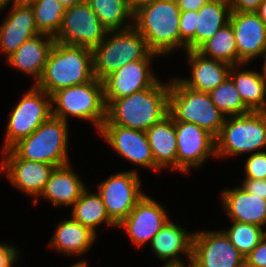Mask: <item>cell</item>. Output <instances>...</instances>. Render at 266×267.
<instances>
[{
	"label": "cell",
	"mask_w": 266,
	"mask_h": 267,
	"mask_svg": "<svg viewBox=\"0 0 266 267\" xmlns=\"http://www.w3.org/2000/svg\"><path fill=\"white\" fill-rule=\"evenodd\" d=\"M244 260L245 267H266V235Z\"/></svg>",
	"instance_id": "cell-37"
},
{
	"label": "cell",
	"mask_w": 266,
	"mask_h": 267,
	"mask_svg": "<svg viewBox=\"0 0 266 267\" xmlns=\"http://www.w3.org/2000/svg\"><path fill=\"white\" fill-rule=\"evenodd\" d=\"M1 154L3 157L0 160V173L4 172L13 187L35 200L44 189L55 166L18 158L10 149Z\"/></svg>",
	"instance_id": "cell-16"
},
{
	"label": "cell",
	"mask_w": 266,
	"mask_h": 267,
	"mask_svg": "<svg viewBox=\"0 0 266 267\" xmlns=\"http://www.w3.org/2000/svg\"><path fill=\"white\" fill-rule=\"evenodd\" d=\"M169 111L174 121L196 124L215 138L225 120L208 92L186 87L176 77L170 80Z\"/></svg>",
	"instance_id": "cell-7"
},
{
	"label": "cell",
	"mask_w": 266,
	"mask_h": 267,
	"mask_svg": "<svg viewBox=\"0 0 266 267\" xmlns=\"http://www.w3.org/2000/svg\"><path fill=\"white\" fill-rule=\"evenodd\" d=\"M151 51L144 37L134 28L108 31L93 53L94 77L103 81L127 63L144 59Z\"/></svg>",
	"instance_id": "cell-8"
},
{
	"label": "cell",
	"mask_w": 266,
	"mask_h": 267,
	"mask_svg": "<svg viewBox=\"0 0 266 267\" xmlns=\"http://www.w3.org/2000/svg\"><path fill=\"white\" fill-rule=\"evenodd\" d=\"M190 264L192 267H245V260L223 230H203L193 234Z\"/></svg>",
	"instance_id": "cell-12"
},
{
	"label": "cell",
	"mask_w": 266,
	"mask_h": 267,
	"mask_svg": "<svg viewBox=\"0 0 266 267\" xmlns=\"http://www.w3.org/2000/svg\"><path fill=\"white\" fill-rule=\"evenodd\" d=\"M85 0H58V2L65 8L67 9L68 7H72L76 4H79Z\"/></svg>",
	"instance_id": "cell-44"
},
{
	"label": "cell",
	"mask_w": 266,
	"mask_h": 267,
	"mask_svg": "<svg viewBox=\"0 0 266 267\" xmlns=\"http://www.w3.org/2000/svg\"><path fill=\"white\" fill-rule=\"evenodd\" d=\"M201 55L238 65V51L235 34L230 23L220 28L217 33L203 43L197 50Z\"/></svg>",
	"instance_id": "cell-31"
},
{
	"label": "cell",
	"mask_w": 266,
	"mask_h": 267,
	"mask_svg": "<svg viewBox=\"0 0 266 267\" xmlns=\"http://www.w3.org/2000/svg\"><path fill=\"white\" fill-rule=\"evenodd\" d=\"M169 219L166 206L145 193L117 227L126 231L133 245L141 247L150 244Z\"/></svg>",
	"instance_id": "cell-15"
},
{
	"label": "cell",
	"mask_w": 266,
	"mask_h": 267,
	"mask_svg": "<svg viewBox=\"0 0 266 267\" xmlns=\"http://www.w3.org/2000/svg\"><path fill=\"white\" fill-rule=\"evenodd\" d=\"M107 144L127 161L154 171V159L145 131L102 125L98 131Z\"/></svg>",
	"instance_id": "cell-18"
},
{
	"label": "cell",
	"mask_w": 266,
	"mask_h": 267,
	"mask_svg": "<svg viewBox=\"0 0 266 267\" xmlns=\"http://www.w3.org/2000/svg\"><path fill=\"white\" fill-rule=\"evenodd\" d=\"M142 180L138 171L129 170L111 175L98 185L107 214L118 226L144 196L141 190Z\"/></svg>",
	"instance_id": "cell-10"
},
{
	"label": "cell",
	"mask_w": 266,
	"mask_h": 267,
	"mask_svg": "<svg viewBox=\"0 0 266 267\" xmlns=\"http://www.w3.org/2000/svg\"><path fill=\"white\" fill-rule=\"evenodd\" d=\"M244 179H266V151L252 153L244 165Z\"/></svg>",
	"instance_id": "cell-36"
},
{
	"label": "cell",
	"mask_w": 266,
	"mask_h": 267,
	"mask_svg": "<svg viewBox=\"0 0 266 267\" xmlns=\"http://www.w3.org/2000/svg\"><path fill=\"white\" fill-rule=\"evenodd\" d=\"M212 102L227 116L244 115L251 110L244 104L234 82L228 77L219 86L209 92Z\"/></svg>",
	"instance_id": "cell-33"
},
{
	"label": "cell",
	"mask_w": 266,
	"mask_h": 267,
	"mask_svg": "<svg viewBox=\"0 0 266 267\" xmlns=\"http://www.w3.org/2000/svg\"><path fill=\"white\" fill-rule=\"evenodd\" d=\"M180 13L176 0H149L134 8L133 27L151 52L170 55L180 48Z\"/></svg>",
	"instance_id": "cell-2"
},
{
	"label": "cell",
	"mask_w": 266,
	"mask_h": 267,
	"mask_svg": "<svg viewBox=\"0 0 266 267\" xmlns=\"http://www.w3.org/2000/svg\"><path fill=\"white\" fill-rule=\"evenodd\" d=\"M68 122L50 116L30 136L21 139L10 150L21 159L60 167L71 163L68 153Z\"/></svg>",
	"instance_id": "cell-4"
},
{
	"label": "cell",
	"mask_w": 266,
	"mask_h": 267,
	"mask_svg": "<svg viewBox=\"0 0 266 267\" xmlns=\"http://www.w3.org/2000/svg\"><path fill=\"white\" fill-rule=\"evenodd\" d=\"M230 14L228 0H208L196 14L195 51L229 23Z\"/></svg>",
	"instance_id": "cell-28"
},
{
	"label": "cell",
	"mask_w": 266,
	"mask_h": 267,
	"mask_svg": "<svg viewBox=\"0 0 266 267\" xmlns=\"http://www.w3.org/2000/svg\"><path fill=\"white\" fill-rule=\"evenodd\" d=\"M70 267H88L87 265V261H85L84 259L81 261H78L77 263L73 264Z\"/></svg>",
	"instance_id": "cell-45"
},
{
	"label": "cell",
	"mask_w": 266,
	"mask_h": 267,
	"mask_svg": "<svg viewBox=\"0 0 266 267\" xmlns=\"http://www.w3.org/2000/svg\"><path fill=\"white\" fill-rule=\"evenodd\" d=\"M216 140V157L252 154L266 147V111L225 117Z\"/></svg>",
	"instance_id": "cell-5"
},
{
	"label": "cell",
	"mask_w": 266,
	"mask_h": 267,
	"mask_svg": "<svg viewBox=\"0 0 266 267\" xmlns=\"http://www.w3.org/2000/svg\"><path fill=\"white\" fill-rule=\"evenodd\" d=\"M262 59H264V63L262 65L263 66L262 71L266 75V51H265L264 57Z\"/></svg>",
	"instance_id": "cell-48"
},
{
	"label": "cell",
	"mask_w": 266,
	"mask_h": 267,
	"mask_svg": "<svg viewBox=\"0 0 266 267\" xmlns=\"http://www.w3.org/2000/svg\"><path fill=\"white\" fill-rule=\"evenodd\" d=\"M108 30L85 0L65 9L55 42L93 49L104 39Z\"/></svg>",
	"instance_id": "cell-11"
},
{
	"label": "cell",
	"mask_w": 266,
	"mask_h": 267,
	"mask_svg": "<svg viewBox=\"0 0 266 267\" xmlns=\"http://www.w3.org/2000/svg\"><path fill=\"white\" fill-rule=\"evenodd\" d=\"M241 187L248 193L266 199V179H243Z\"/></svg>",
	"instance_id": "cell-39"
},
{
	"label": "cell",
	"mask_w": 266,
	"mask_h": 267,
	"mask_svg": "<svg viewBox=\"0 0 266 267\" xmlns=\"http://www.w3.org/2000/svg\"><path fill=\"white\" fill-rule=\"evenodd\" d=\"M196 14L198 11H181L180 13V48L195 51Z\"/></svg>",
	"instance_id": "cell-35"
},
{
	"label": "cell",
	"mask_w": 266,
	"mask_h": 267,
	"mask_svg": "<svg viewBox=\"0 0 266 267\" xmlns=\"http://www.w3.org/2000/svg\"><path fill=\"white\" fill-rule=\"evenodd\" d=\"M260 19L265 23L266 25V0H264L261 4L260 7L258 9V11L256 12Z\"/></svg>",
	"instance_id": "cell-43"
},
{
	"label": "cell",
	"mask_w": 266,
	"mask_h": 267,
	"mask_svg": "<svg viewBox=\"0 0 266 267\" xmlns=\"http://www.w3.org/2000/svg\"><path fill=\"white\" fill-rule=\"evenodd\" d=\"M8 15L0 26V51L6 59L24 42L39 35L31 6L9 5Z\"/></svg>",
	"instance_id": "cell-19"
},
{
	"label": "cell",
	"mask_w": 266,
	"mask_h": 267,
	"mask_svg": "<svg viewBox=\"0 0 266 267\" xmlns=\"http://www.w3.org/2000/svg\"><path fill=\"white\" fill-rule=\"evenodd\" d=\"M55 40L46 34H39L24 42L6 62L26 75L33 77L36 84L40 79L47 57Z\"/></svg>",
	"instance_id": "cell-24"
},
{
	"label": "cell",
	"mask_w": 266,
	"mask_h": 267,
	"mask_svg": "<svg viewBox=\"0 0 266 267\" xmlns=\"http://www.w3.org/2000/svg\"><path fill=\"white\" fill-rule=\"evenodd\" d=\"M31 7L39 33L54 38L61 27L65 8L58 0H37Z\"/></svg>",
	"instance_id": "cell-32"
},
{
	"label": "cell",
	"mask_w": 266,
	"mask_h": 267,
	"mask_svg": "<svg viewBox=\"0 0 266 267\" xmlns=\"http://www.w3.org/2000/svg\"><path fill=\"white\" fill-rule=\"evenodd\" d=\"M229 23L235 34L238 65L264 57L266 25L256 12H231Z\"/></svg>",
	"instance_id": "cell-17"
},
{
	"label": "cell",
	"mask_w": 266,
	"mask_h": 267,
	"mask_svg": "<svg viewBox=\"0 0 266 267\" xmlns=\"http://www.w3.org/2000/svg\"><path fill=\"white\" fill-rule=\"evenodd\" d=\"M170 81L158 79L151 87L112 100L106 106L102 125H118L146 131L169 116Z\"/></svg>",
	"instance_id": "cell-1"
},
{
	"label": "cell",
	"mask_w": 266,
	"mask_h": 267,
	"mask_svg": "<svg viewBox=\"0 0 266 267\" xmlns=\"http://www.w3.org/2000/svg\"><path fill=\"white\" fill-rule=\"evenodd\" d=\"M51 105L52 116L65 122L69 116L91 121L99 131L106 120L103 81L94 78L88 83L58 90L51 96Z\"/></svg>",
	"instance_id": "cell-6"
},
{
	"label": "cell",
	"mask_w": 266,
	"mask_h": 267,
	"mask_svg": "<svg viewBox=\"0 0 266 267\" xmlns=\"http://www.w3.org/2000/svg\"><path fill=\"white\" fill-rule=\"evenodd\" d=\"M145 132L154 159V171L166 168L177 171V143L173 118L169 115Z\"/></svg>",
	"instance_id": "cell-25"
},
{
	"label": "cell",
	"mask_w": 266,
	"mask_h": 267,
	"mask_svg": "<svg viewBox=\"0 0 266 267\" xmlns=\"http://www.w3.org/2000/svg\"><path fill=\"white\" fill-rule=\"evenodd\" d=\"M70 165L71 163L55 167L34 204L42 197L54 206H73L87 186Z\"/></svg>",
	"instance_id": "cell-23"
},
{
	"label": "cell",
	"mask_w": 266,
	"mask_h": 267,
	"mask_svg": "<svg viewBox=\"0 0 266 267\" xmlns=\"http://www.w3.org/2000/svg\"><path fill=\"white\" fill-rule=\"evenodd\" d=\"M97 235L71 217L58 223L48 246L67 256H80L90 250Z\"/></svg>",
	"instance_id": "cell-26"
},
{
	"label": "cell",
	"mask_w": 266,
	"mask_h": 267,
	"mask_svg": "<svg viewBox=\"0 0 266 267\" xmlns=\"http://www.w3.org/2000/svg\"><path fill=\"white\" fill-rule=\"evenodd\" d=\"M51 115V96L33 84L10 112L1 152L30 136Z\"/></svg>",
	"instance_id": "cell-9"
},
{
	"label": "cell",
	"mask_w": 266,
	"mask_h": 267,
	"mask_svg": "<svg viewBox=\"0 0 266 267\" xmlns=\"http://www.w3.org/2000/svg\"><path fill=\"white\" fill-rule=\"evenodd\" d=\"M191 66V77H176L184 86L210 92L224 82L230 73V64L205 57L197 51H185Z\"/></svg>",
	"instance_id": "cell-22"
},
{
	"label": "cell",
	"mask_w": 266,
	"mask_h": 267,
	"mask_svg": "<svg viewBox=\"0 0 266 267\" xmlns=\"http://www.w3.org/2000/svg\"><path fill=\"white\" fill-rule=\"evenodd\" d=\"M92 49L54 42L36 84L52 96L56 91L94 79Z\"/></svg>",
	"instance_id": "cell-3"
},
{
	"label": "cell",
	"mask_w": 266,
	"mask_h": 267,
	"mask_svg": "<svg viewBox=\"0 0 266 267\" xmlns=\"http://www.w3.org/2000/svg\"><path fill=\"white\" fill-rule=\"evenodd\" d=\"M131 5L135 8L138 4L149 1V0H129Z\"/></svg>",
	"instance_id": "cell-46"
},
{
	"label": "cell",
	"mask_w": 266,
	"mask_h": 267,
	"mask_svg": "<svg viewBox=\"0 0 266 267\" xmlns=\"http://www.w3.org/2000/svg\"><path fill=\"white\" fill-rule=\"evenodd\" d=\"M222 206L231 221H239L266 228V199L248 193L241 186L223 189Z\"/></svg>",
	"instance_id": "cell-21"
},
{
	"label": "cell",
	"mask_w": 266,
	"mask_h": 267,
	"mask_svg": "<svg viewBox=\"0 0 266 267\" xmlns=\"http://www.w3.org/2000/svg\"><path fill=\"white\" fill-rule=\"evenodd\" d=\"M177 143V171L189 174L199 168L209 157H216V139L200 126L174 121Z\"/></svg>",
	"instance_id": "cell-13"
},
{
	"label": "cell",
	"mask_w": 266,
	"mask_h": 267,
	"mask_svg": "<svg viewBox=\"0 0 266 267\" xmlns=\"http://www.w3.org/2000/svg\"><path fill=\"white\" fill-rule=\"evenodd\" d=\"M150 52L144 59L127 63L103 80L104 100L106 106L114 99L130 96L140 90L151 87L159 78L151 69L154 57Z\"/></svg>",
	"instance_id": "cell-14"
},
{
	"label": "cell",
	"mask_w": 266,
	"mask_h": 267,
	"mask_svg": "<svg viewBox=\"0 0 266 267\" xmlns=\"http://www.w3.org/2000/svg\"><path fill=\"white\" fill-rule=\"evenodd\" d=\"M246 65L248 64L231 66L229 77L234 82L244 104L251 111H266V75L263 71L260 73L246 70Z\"/></svg>",
	"instance_id": "cell-27"
},
{
	"label": "cell",
	"mask_w": 266,
	"mask_h": 267,
	"mask_svg": "<svg viewBox=\"0 0 266 267\" xmlns=\"http://www.w3.org/2000/svg\"><path fill=\"white\" fill-rule=\"evenodd\" d=\"M161 267H192L191 264H183V265H162Z\"/></svg>",
	"instance_id": "cell-47"
},
{
	"label": "cell",
	"mask_w": 266,
	"mask_h": 267,
	"mask_svg": "<svg viewBox=\"0 0 266 267\" xmlns=\"http://www.w3.org/2000/svg\"><path fill=\"white\" fill-rule=\"evenodd\" d=\"M231 227L223 230L231 243L245 257L248 255L266 235V229L254 224L232 221Z\"/></svg>",
	"instance_id": "cell-34"
},
{
	"label": "cell",
	"mask_w": 266,
	"mask_h": 267,
	"mask_svg": "<svg viewBox=\"0 0 266 267\" xmlns=\"http://www.w3.org/2000/svg\"><path fill=\"white\" fill-rule=\"evenodd\" d=\"M86 1L108 31L126 30L133 27L134 7L129 0ZM127 19H129L130 23Z\"/></svg>",
	"instance_id": "cell-30"
},
{
	"label": "cell",
	"mask_w": 266,
	"mask_h": 267,
	"mask_svg": "<svg viewBox=\"0 0 266 267\" xmlns=\"http://www.w3.org/2000/svg\"><path fill=\"white\" fill-rule=\"evenodd\" d=\"M37 0H5V4L3 9L9 5H26V6H31L33 5Z\"/></svg>",
	"instance_id": "cell-42"
},
{
	"label": "cell",
	"mask_w": 266,
	"mask_h": 267,
	"mask_svg": "<svg viewBox=\"0 0 266 267\" xmlns=\"http://www.w3.org/2000/svg\"><path fill=\"white\" fill-rule=\"evenodd\" d=\"M181 11H199L208 0H176Z\"/></svg>",
	"instance_id": "cell-41"
},
{
	"label": "cell",
	"mask_w": 266,
	"mask_h": 267,
	"mask_svg": "<svg viewBox=\"0 0 266 267\" xmlns=\"http://www.w3.org/2000/svg\"><path fill=\"white\" fill-rule=\"evenodd\" d=\"M19 250L11 244L0 243V267H13L19 261Z\"/></svg>",
	"instance_id": "cell-38"
},
{
	"label": "cell",
	"mask_w": 266,
	"mask_h": 267,
	"mask_svg": "<svg viewBox=\"0 0 266 267\" xmlns=\"http://www.w3.org/2000/svg\"><path fill=\"white\" fill-rule=\"evenodd\" d=\"M193 234L169 219L153 237L150 248L157 258L166 261L165 265L186 264L179 257L180 254L185 255L184 257L189 264L191 262Z\"/></svg>",
	"instance_id": "cell-20"
},
{
	"label": "cell",
	"mask_w": 266,
	"mask_h": 267,
	"mask_svg": "<svg viewBox=\"0 0 266 267\" xmlns=\"http://www.w3.org/2000/svg\"><path fill=\"white\" fill-rule=\"evenodd\" d=\"M5 0H0V11L2 12V9L4 7Z\"/></svg>",
	"instance_id": "cell-49"
},
{
	"label": "cell",
	"mask_w": 266,
	"mask_h": 267,
	"mask_svg": "<svg viewBox=\"0 0 266 267\" xmlns=\"http://www.w3.org/2000/svg\"><path fill=\"white\" fill-rule=\"evenodd\" d=\"M264 0H229L231 12H257Z\"/></svg>",
	"instance_id": "cell-40"
},
{
	"label": "cell",
	"mask_w": 266,
	"mask_h": 267,
	"mask_svg": "<svg viewBox=\"0 0 266 267\" xmlns=\"http://www.w3.org/2000/svg\"><path fill=\"white\" fill-rule=\"evenodd\" d=\"M88 190L87 187L73 204L71 217L83 226L90 228L94 233L103 223L108 227L118 228L107 214L101 195L98 192H88Z\"/></svg>",
	"instance_id": "cell-29"
}]
</instances>
